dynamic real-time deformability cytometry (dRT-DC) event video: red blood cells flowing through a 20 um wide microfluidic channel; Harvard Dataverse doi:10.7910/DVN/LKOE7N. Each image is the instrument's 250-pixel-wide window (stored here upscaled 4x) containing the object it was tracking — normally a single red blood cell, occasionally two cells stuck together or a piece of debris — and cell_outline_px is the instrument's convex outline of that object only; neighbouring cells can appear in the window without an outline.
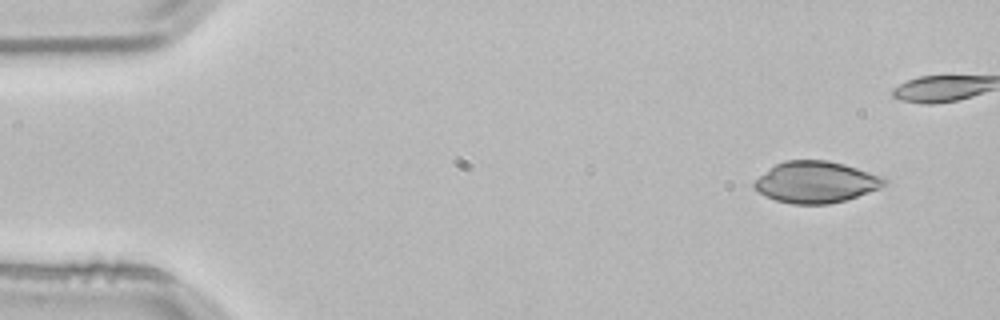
{"species": "common noctule bat (a hibernating species)", "species_latin": "Nyctalus noctula", "temperature_condition": "room temperature", "stored_images_in_passage": 4, "camera_frame_rate_fps": 3000, "um_per_image_px": 0.085, "animal": {"sex": "male", "body_mass_g": 21.5, "forearm_length_mm": 52.0}, "frame": {"image": 1, "passage_image": 1, "time_ms": 0.0, "image_size_px": [1000, 320], "cell_outline_px": [[888, 184], [868, 192], [844, 200], [828, 204], [792, 204], [776, 200], [764, 196], [752, 188], [752, 184], [760, 176], [776, 164], [784, 160], [828, 160], [844, 164], [884, 176], [888, 180]], "centroid_in_image_um": [69.35, 15.47], "position_along_channel_um": 15.6, "area_um2": 31.44}}